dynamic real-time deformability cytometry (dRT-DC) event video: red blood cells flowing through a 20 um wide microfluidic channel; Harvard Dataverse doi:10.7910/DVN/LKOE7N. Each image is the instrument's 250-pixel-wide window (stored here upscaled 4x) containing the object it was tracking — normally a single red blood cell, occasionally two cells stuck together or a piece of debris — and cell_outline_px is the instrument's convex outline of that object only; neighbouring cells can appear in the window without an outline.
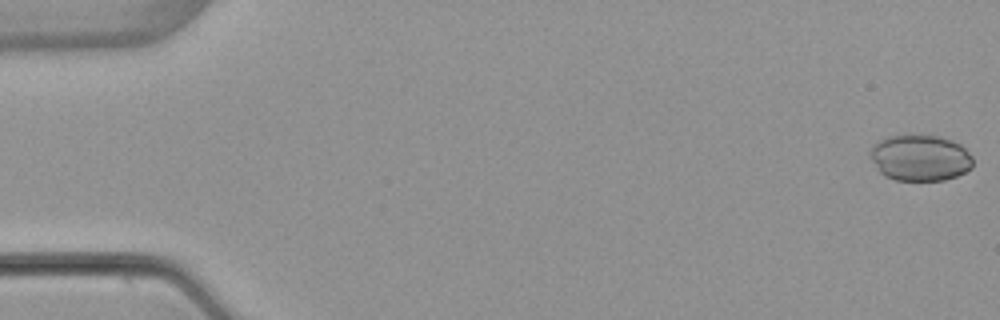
{"species": "common noctule bat (a hibernating species)", "species_latin": "Nyctalus noctula", "temperature_condition": "warm", "stored_images_in_passage": 5, "camera_frame_rate_fps": 3000, "um_per_image_px": 0.085, "animal": {"sex": "female", "body_mass_g": 22.7, "forearm_length_mm": 54.2}, "frame": {"image": 1, "passage_image": 1, "time_ms": 0.0, "image_size_px": [1000, 320], "cell_outline_px": [[972, 168], [956, 176], [944, 180], [896, 180], [884, 176], [880, 172], [868, 156], [868, 152], [872, 144], [888, 136], [904, 132], [912, 132], [936, 136], [952, 140], [960, 144], [972, 156]], "centroid_in_image_um": [78.15, 13.37], "position_along_channel_um": 6.8, "area_um2": 28.44}}
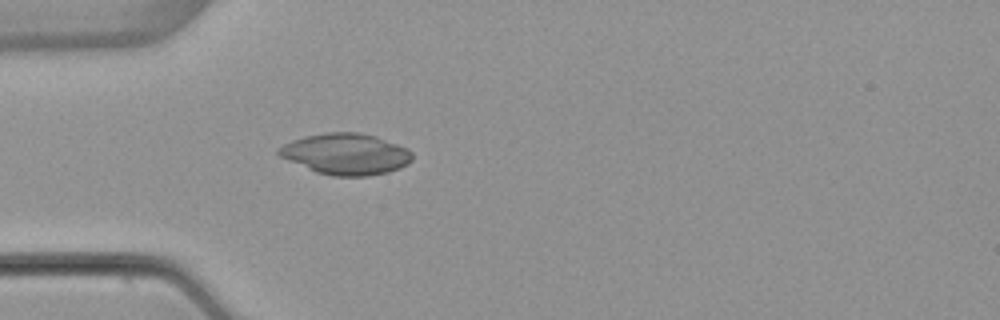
{"frame": {"image": 2, "passage_image": 5, "time_ms": 5.0, "image_size_px": [1000, 320], "cell_outline_px": [[412, 160], [408, 164], [400, 168], [388, 172], [368, 176], [332, 176], [316, 172], [288, 160], [280, 156], [276, 152], [276, 148], [292, 140], [304, 136], [328, 132], [360, 132], [376, 136], [408, 148], [412, 152]], "centroid_in_image_um": [29.41, 13.09], "position_along_channel_um": 55.6, "area_um2": 32.19}}